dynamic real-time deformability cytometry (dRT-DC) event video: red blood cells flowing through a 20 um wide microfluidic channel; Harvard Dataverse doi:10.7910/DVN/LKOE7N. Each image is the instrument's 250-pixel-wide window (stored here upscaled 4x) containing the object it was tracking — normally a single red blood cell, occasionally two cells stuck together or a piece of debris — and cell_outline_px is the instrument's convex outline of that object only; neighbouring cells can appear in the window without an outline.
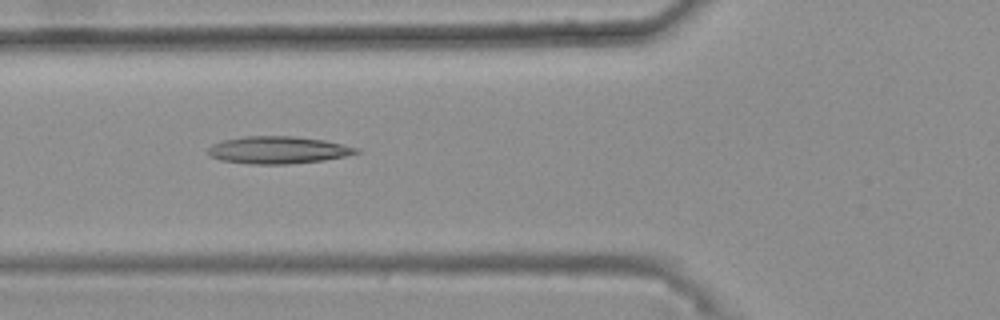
{"species": "common noctule bat (a hibernating species)", "species_latin": "Nyctalus noctula", "temperature_condition": "warm", "stored_images_in_passage": 48, "camera_frame_rate_fps": 3000, "um_per_image_px": 0.085, "animal": {"sex": "female", "body_mass_g": 25.1}, "frame": {"image": 1, "passage_image": 20, "time_ms": 6.333, "image_size_px": [1000, 320], "cell_outline_px": [[360, 152], [344, 156], [324, 160], [288, 164], [248, 164], [220, 160], [208, 156], [208, 148], [212, 144], [224, 140], [244, 136], [292, 136], [324, 140], [360, 148]], "centroid_in_image_um": [23.61, 12.75], "position_along_channel_um": 102.2, "area_um2": 23.64}}
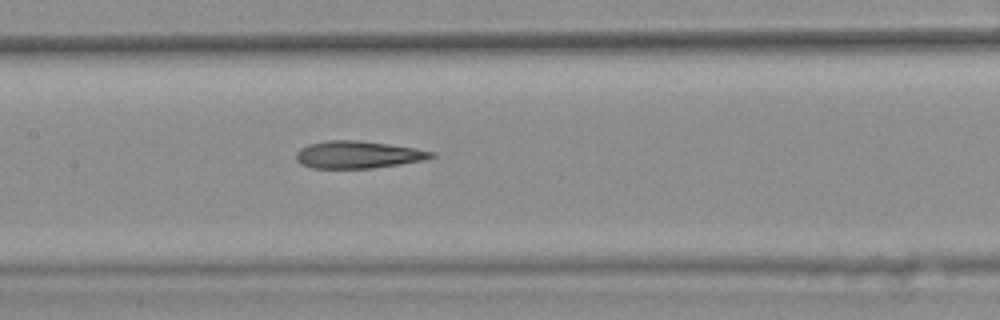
{"frame": {"image": 2, "passage_image": 26, "time_ms": 8.333, "image_size_px": [1000, 320], "cell_outline_px": [[436, 156], [424, 160], [400, 164], [372, 168], [312, 168], [300, 164], [296, 160], [296, 152], [300, 148], [308, 144], [328, 140], [356, 140], [388, 144], [416, 148], [436, 152]], "centroid_in_image_um": [30.42, 13.14], "position_along_channel_um": 177.0, "area_um2": 21.62}}
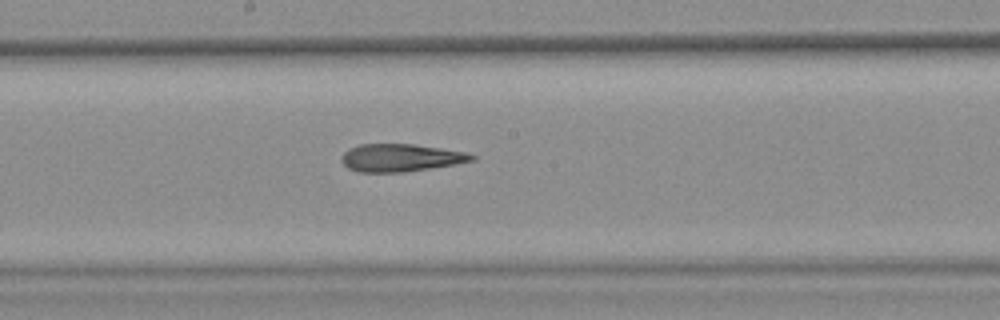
{"frame": {"image": 3, "passage_image": 29, "time_ms": 9.333, "image_size_px": [1000, 320], "cell_outline_px": [[476, 160], [456, 164], [404, 172], [356, 172], [348, 168], [340, 160], [340, 156], [348, 148], [360, 144], [416, 144], [464, 152], [476, 156]], "centroid_in_image_um": [34.02, 13.41], "position_along_channel_um": 214.2, "area_um2": 21.1}, "authors_computed_cell_mechanics": {"area_um2": 21.675, "velocity_mm_per_s": 3.7269, "shape_relaxation_time_tau1_ms": null, "shape_relaxation_time_tau2_ms": 5.708, "deformation_change_tau1": null, "deformation_change_tau2": 0.2125}}